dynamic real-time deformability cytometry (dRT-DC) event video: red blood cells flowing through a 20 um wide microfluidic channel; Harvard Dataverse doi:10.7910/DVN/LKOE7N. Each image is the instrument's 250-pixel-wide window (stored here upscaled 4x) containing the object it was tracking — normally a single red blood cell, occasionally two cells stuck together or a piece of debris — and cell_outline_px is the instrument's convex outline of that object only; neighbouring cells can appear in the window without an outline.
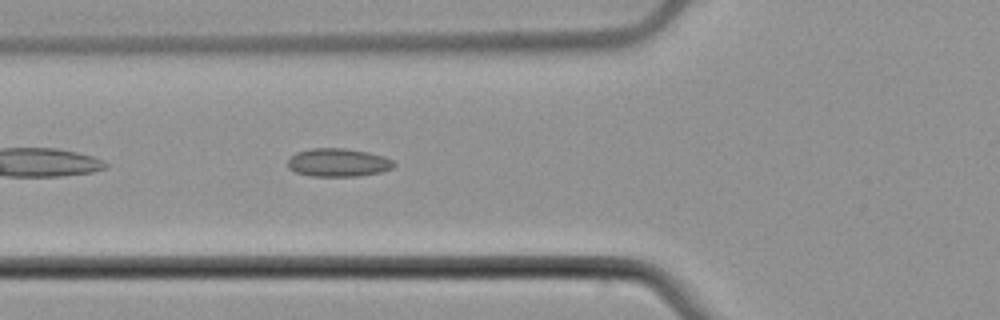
{"species": "common noctule bat (a hibernating species)", "species_latin": "Nyctalus noctula", "temperature_condition": "cold", "stored_images_in_passage": 40, "camera_frame_rate_fps": 3000, "um_per_image_px": 0.085, "animal": {"sex": "male", "body_mass_g": 21.5, "forearm_length_mm": 52.0}, "frame": {"image": 1, "passage_image": 6, "time_ms": 1.667, "image_size_px": [1000, 320], "cell_outline_px": [[396, 164], [392, 168], [380, 172], [356, 176], [312, 176], [296, 172], [288, 168], [288, 160], [296, 152], [312, 148], [344, 148], [368, 152], [384, 156], [392, 160]], "centroid_in_image_um": [28.74, 13.81], "position_along_channel_um": 97.1, "area_um2": 17.4}}
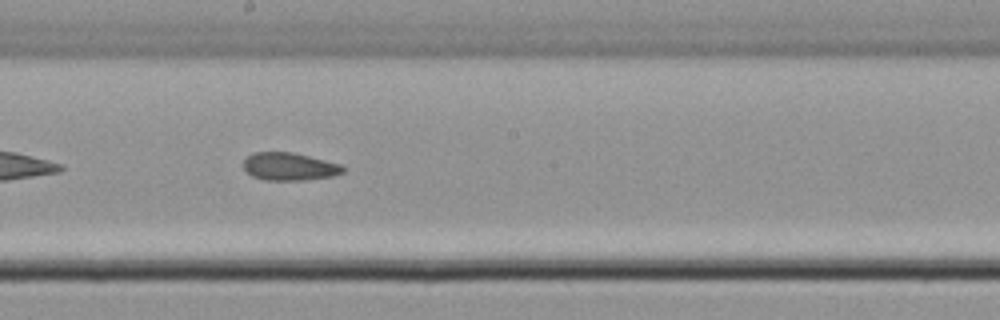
{"frame": {"image": 2, "passage_image": 16, "time_ms": 5.0, "image_size_px": [1000, 320], "cell_outline_px": [[344, 172], [332, 176], [304, 180], [264, 180], [252, 176], [244, 168], [244, 160], [252, 152], [292, 152], [340, 164], [344, 168]], "centroid_in_image_um": [24.58, 14.16], "position_along_channel_um": 223.6, "area_um2": 15.95}}
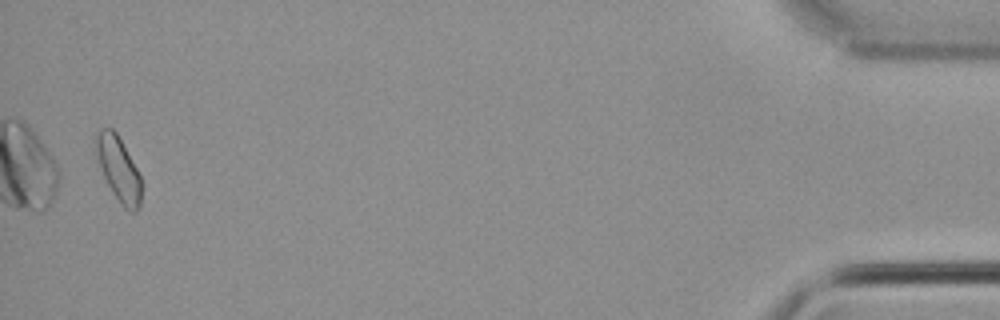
{"frame": {"image": 3, "passage_image": 39, "time_ms": 12.667, "image_size_px": [1000, 320], "cell_outline_px": [[144, 184], [140, 208], [136, 212], [128, 212], [124, 208], [112, 192], [104, 176], [96, 156], [92, 136], [100, 128], [112, 128], [116, 132], [136, 168]], "centroid_in_image_um": [10.08, 14.37], "position_along_channel_um": 425.1, "area_um2": 17.51}, "authors_computed_cell_mechanics": {"area_um2": 16.2996, "velocity_mm_per_s": 3.7921, "shape_relaxation_time_tau1_ms": null, "shape_relaxation_time_tau2_ms": 5.5941, "deformation_change_tau1": null, "deformation_change_tau2": 0.1293}}